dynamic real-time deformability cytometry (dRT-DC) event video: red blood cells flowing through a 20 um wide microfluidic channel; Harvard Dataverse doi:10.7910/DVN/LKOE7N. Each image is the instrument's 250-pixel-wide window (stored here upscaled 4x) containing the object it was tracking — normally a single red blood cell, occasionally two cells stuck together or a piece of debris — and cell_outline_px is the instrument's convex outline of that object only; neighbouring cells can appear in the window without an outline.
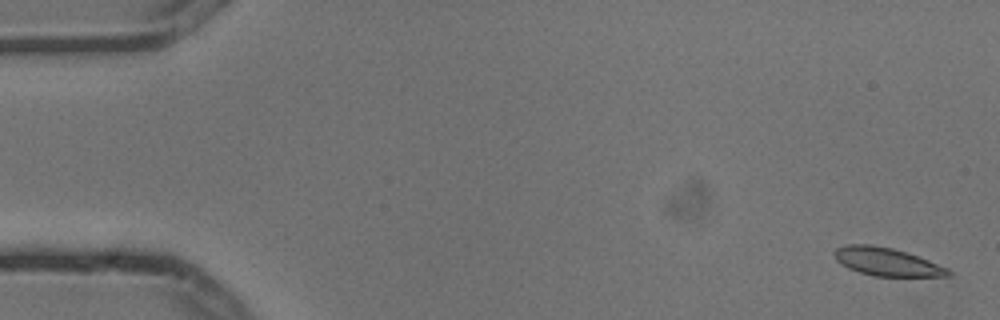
{"species": "common noctule bat (a hibernating species)", "species_latin": "Nyctalus noctula", "temperature_condition": "cold", "stored_images_in_passage": 5, "camera_frame_rate_fps": 3000, "um_per_image_px": 0.085, "animal": {"sex": "male", "body_mass_g": 13.3}, "frame": {"image": 1, "passage_image": 1, "time_ms": 0.0, "image_size_px": [1000, 320], "cell_outline_px": [[952, 272], [948, 276], [872, 276], [848, 268], [840, 264], [836, 260], [832, 252], [836, 248], [848, 244], [872, 244], [892, 248], [908, 252], [948, 268]], "centroid_in_image_um": [75.34, 22.24], "position_along_channel_um": 9.7, "area_um2": 18.73}}
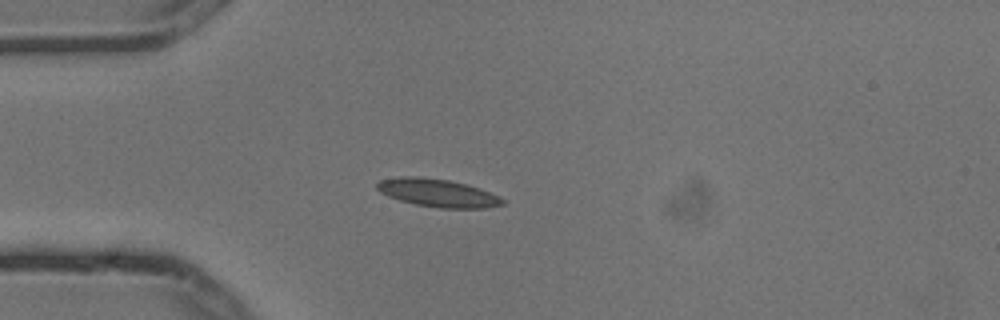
{"frame": {"image": 2, "passage_image": 5, "time_ms": 1.333, "image_size_px": [1000, 320], "cell_outline_px": [[504, 204], [484, 208], [440, 208], [416, 204], [400, 200], [388, 196], [380, 192], [376, 188], [376, 184], [380, 180], [400, 176], [420, 176], [448, 180], [468, 184], [480, 188], [504, 200]], "centroid_in_image_um": [37.16, 16.38], "position_along_channel_um": 47.8, "area_um2": 20.35}}